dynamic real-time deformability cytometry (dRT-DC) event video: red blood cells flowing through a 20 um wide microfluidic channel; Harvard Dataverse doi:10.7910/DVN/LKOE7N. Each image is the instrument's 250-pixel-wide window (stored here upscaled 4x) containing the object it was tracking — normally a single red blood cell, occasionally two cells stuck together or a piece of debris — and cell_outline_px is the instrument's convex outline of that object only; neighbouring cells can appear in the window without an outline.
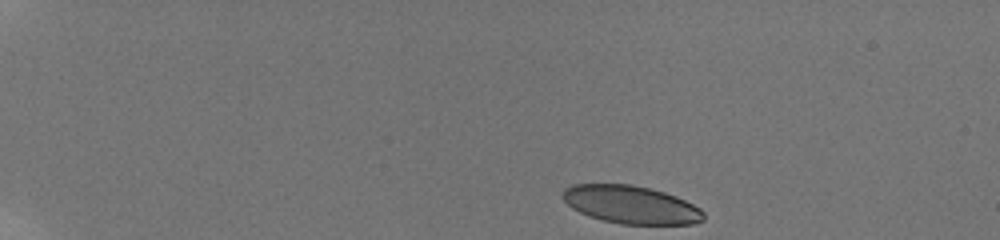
{"species": "human", "species_latin": "Homo sapiens", "temperature_condition": "room temperature", "stored_images_in_passage": 46, "camera_frame_rate_fps": 3000, "um_per_image_px": 0.085, "donor": {"sex": "male"}, "frame": {"image": 1, "passage_image": 1, "time_ms": 0.0, "image_size_px": [1000, 240], "cell_outline_px": [[704, 220], [692, 224], [620, 224], [588, 216], [572, 208], [560, 196], [564, 188], [572, 184], [632, 184], [652, 188], [676, 196], [700, 208], [704, 212]], "centroid_in_image_um": [53.61, 17.38], "position_along_channel_um": 31.4, "area_um2": 31.33}}
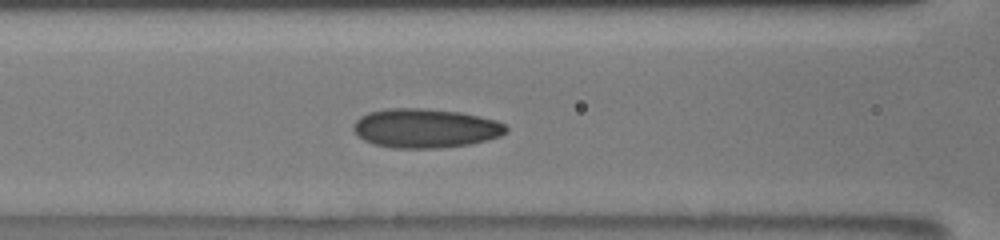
{"frame": {"image": 2, "passage_image": 18, "time_ms": 5.667, "image_size_px": [1000, 240], "cell_outline_px": [[508, 128], [500, 136], [468, 144], [440, 148], [392, 148], [372, 144], [364, 140], [352, 128], [352, 124], [360, 116], [368, 112], [388, 108], [424, 108], [460, 112], [496, 120], [504, 124]], "centroid_in_image_um": [36.11, 10.89], "position_along_channel_um": 130.5, "area_um2": 34.8}}
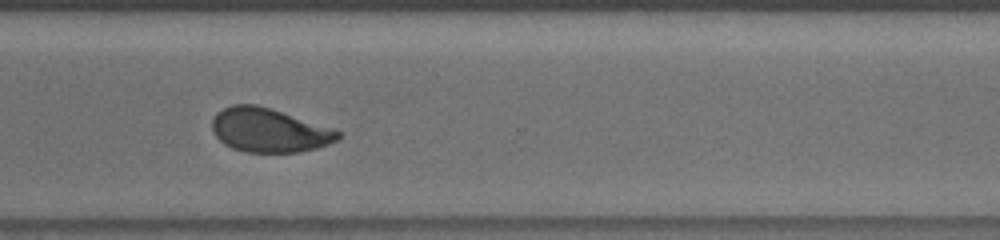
{"frame": {"image": 3, "passage_image": 35, "time_ms": 11.333, "image_size_px": [1000, 240], "cell_outline_px": [[340, 136], [336, 140], [328, 144], [316, 148], [296, 152], [244, 152], [232, 148], [224, 144], [216, 136], [212, 128], [212, 120], [216, 112], [232, 104], [256, 104], [332, 128], [340, 132]], "centroid_in_image_um": [22.83, 11.07], "position_along_channel_um": 347.8, "area_um2": 31.91}, "authors_computed_cell_mechanics": {"area_um2": 33.1483, "velocity_mm_per_s": 3.8371, "shape_relaxation_time_tau1_ms": 6.3417, "shape_relaxation_time_tau2_ms": 1.2333, "deformation_change_tau1": 0.1709, "deformation_change_tau2": 0.0625}}